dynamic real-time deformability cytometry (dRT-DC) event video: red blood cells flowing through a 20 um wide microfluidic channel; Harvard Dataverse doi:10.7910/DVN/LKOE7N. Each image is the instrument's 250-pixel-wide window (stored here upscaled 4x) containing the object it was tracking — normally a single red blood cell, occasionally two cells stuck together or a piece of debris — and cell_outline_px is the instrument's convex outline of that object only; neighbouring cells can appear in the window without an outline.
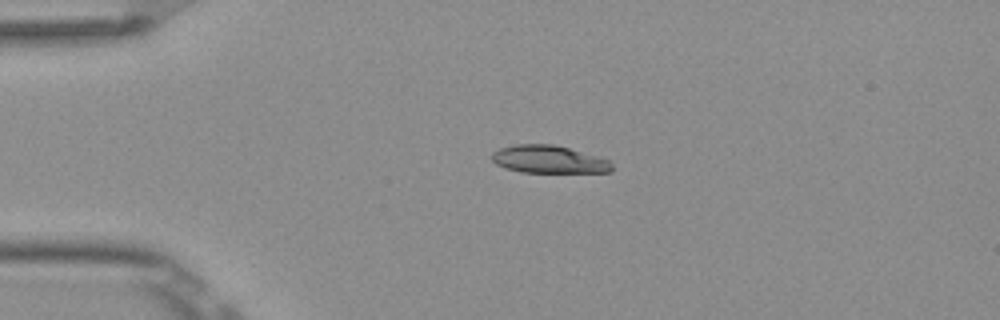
{"species": "Egyptian fruit bat (a non-hibernating species)", "species_latin": "Rousettus aegyptiacus", "temperature_condition": "room temperature", "stored_images_in_passage": 3, "camera_frame_rate_fps": 3000, "um_per_image_px": 0.085, "frame": {"image": 1, "passage_image": 1, "time_ms": 0.0, "image_size_px": [1000, 320], "cell_outline_px": [[612, 172], [520, 172], [504, 168], [496, 164], [492, 160], [492, 152], [500, 148], [516, 144], [552, 144], [568, 148], [596, 156], [608, 160], [612, 164]], "centroid_in_image_um": [46.61, 13.55], "position_along_channel_um": 38.4, "area_um2": 19.25}}
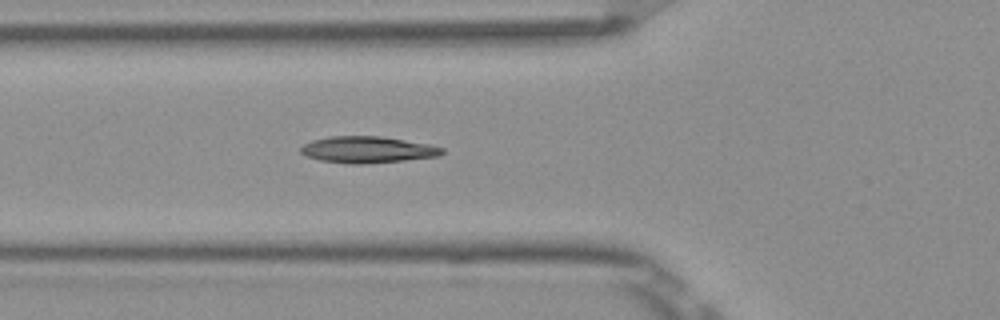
{"frame": {"image": 2, "passage_image": 3, "time_ms": 0.667, "image_size_px": [1000, 320], "cell_outline_px": [[444, 152], [440, 156], [404, 160], [360, 164], [348, 164], [320, 160], [304, 156], [300, 152], [300, 148], [304, 144], [312, 140], [328, 136], [380, 136], [432, 144], [444, 148]], "centroid_in_image_um": [31.24, 12.72], "position_along_channel_um": 94.6, "area_um2": 22.02}}